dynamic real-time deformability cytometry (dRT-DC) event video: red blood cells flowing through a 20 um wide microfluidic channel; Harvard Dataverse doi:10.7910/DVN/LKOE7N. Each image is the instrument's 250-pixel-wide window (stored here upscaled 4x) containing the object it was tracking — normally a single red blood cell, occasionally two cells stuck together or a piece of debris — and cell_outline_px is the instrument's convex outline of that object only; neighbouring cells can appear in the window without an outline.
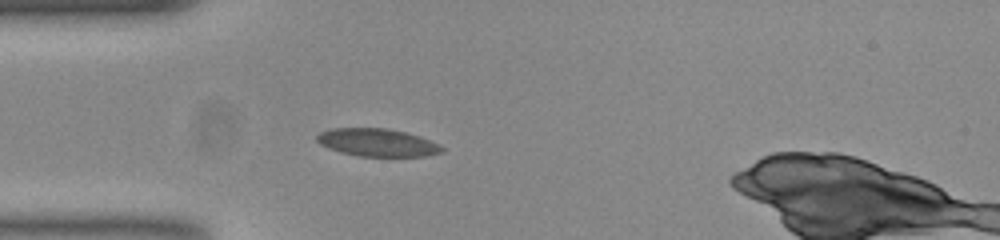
{"species": "common noctule bat (a hibernating species)", "species_latin": "Nyctalus noctula", "temperature_condition": "room temperature", "stored_images_in_passage": 40, "camera_frame_rate_fps": 3000, "um_per_image_px": 0.085, "animal": {"sex": "female", "body_mass_g": 23.0, "forearm_length_mm": 53.4}, "frame": {"image": 1, "passage_image": 1, "time_ms": 0.0, "image_size_px": [1000, 240], "cell_outline_px": [[444, 152], [424, 156], [360, 156], [340, 152], [328, 148], [320, 144], [316, 140], [316, 136], [320, 132], [332, 128], [388, 128], [420, 136], [440, 144], [444, 148]], "centroid_in_image_um": [32.08, 12.11], "position_along_channel_um": 52.9, "area_um2": 20.29}}
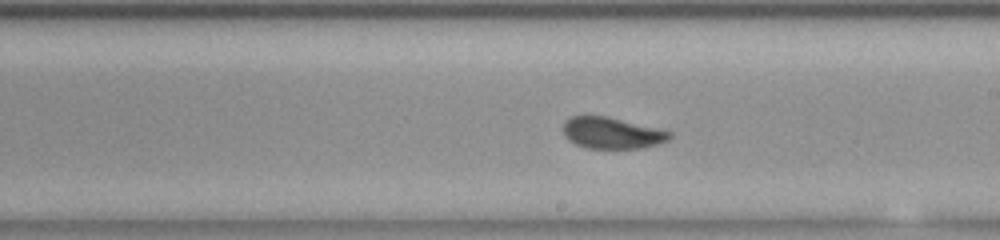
{"frame": {"image": 2, "passage_image": 16, "time_ms": 5.0, "image_size_px": [1000, 240], "cell_outline_px": [[672, 136], [668, 140], [660, 144], [644, 148], [584, 148], [568, 140], [564, 136], [564, 124], [572, 116], [608, 116], [672, 132]], "centroid_in_image_um": [52.04, 11.32], "position_along_channel_um": 237.0, "area_um2": 19.42}}
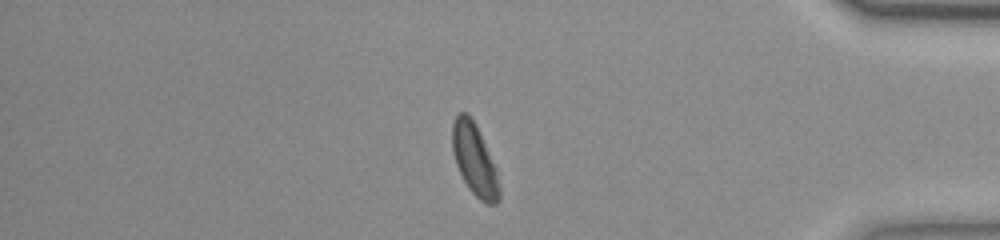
{"frame": {"image": 3, "passage_image": 31, "time_ms": 10.0, "image_size_px": [1000, 240], "cell_outline_px": [[500, 200], [496, 204], [488, 204], [480, 200], [468, 188], [456, 164], [452, 148], [452, 124], [456, 116], [460, 112], [468, 112], [476, 124], [496, 168], [500, 192]], "centroid_in_image_um": [40.34, 13.57], "position_along_channel_um": 394.9, "area_um2": 19.54}, "authors_computed_cell_mechanics": {"area_um2": 20.3745, "velocity_mm_per_s": 3.8106, "shape_relaxation_time_tau1_ms": 9.373, "shape_relaxation_time_tau2_ms": 1.1754, "deformation_change_tau1": 0.1888, "deformation_change_tau2": 0.0461}}